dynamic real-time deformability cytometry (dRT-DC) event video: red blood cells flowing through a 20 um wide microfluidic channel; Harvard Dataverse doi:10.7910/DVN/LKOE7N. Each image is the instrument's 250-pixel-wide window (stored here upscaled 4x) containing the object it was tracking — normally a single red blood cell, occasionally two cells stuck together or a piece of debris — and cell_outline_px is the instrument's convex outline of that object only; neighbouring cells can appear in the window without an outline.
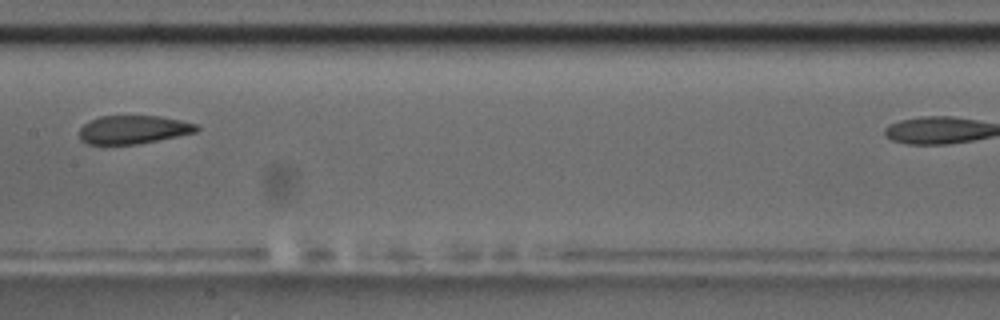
{"species": "common noctule bat (a hibernating species)", "species_latin": "Nyctalus noctula", "temperature_condition": "room temperature", "stored_images_in_passage": 8, "camera_frame_rate_fps": 3000, "um_per_image_px": 0.085, "animal": {"sex": "male", "body_mass_g": 17.5, "forearm_length_mm": 52.3}, "frame": {"image": 1, "passage_image": 6, "time_ms": 5.667, "image_size_px": [1000, 320], "cell_outline_px": [[200, 128], [196, 132], [136, 144], [88, 144], [80, 140], [80, 128], [88, 120], [100, 116], [160, 116], [180, 120], [196, 124]], "centroid_in_image_um": [11.3, 11.01], "position_along_channel_um": 196.1, "area_um2": 19.25}}